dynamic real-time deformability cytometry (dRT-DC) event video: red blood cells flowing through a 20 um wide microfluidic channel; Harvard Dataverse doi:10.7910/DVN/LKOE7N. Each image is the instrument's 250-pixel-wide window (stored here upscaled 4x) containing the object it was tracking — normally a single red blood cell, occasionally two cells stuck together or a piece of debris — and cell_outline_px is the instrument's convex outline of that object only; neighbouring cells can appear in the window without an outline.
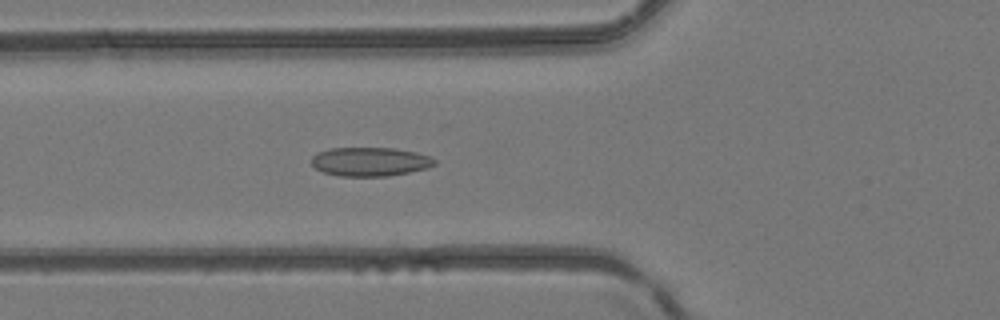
{"species": "common noctule bat (a hibernating species)", "species_latin": "Nyctalus noctula", "temperature_condition": "room temperature", "stored_images_in_passage": 49, "camera_frame_rate_fps": 3000, "um_per_image_px": 0.085, "animal": {"sex": "female", "body_mass_g": 24.6, "forearm_length_mm": 56.2}, "frame": {"image": 1, "passage_image": 19, "time_ms": 6.0, "image_size_px": [1000, 320], "cell_outline_px": [[436, 164], [428, 168], [388, 176], [340, 176], [324, 172], [316, 168], [312, 164], [312, 156], [328, 148], [392, 148], [416, 152], [428, 156], [436, 160]], "centroid_in_image_um": [31.46, 13.74], "position_along_channel_um": 94.3, "area_um2": 20.58}}
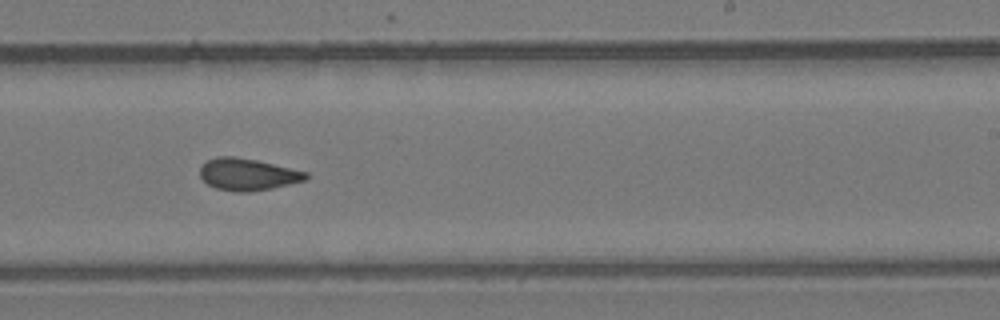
{"frame": {"image": 2, "passage_image": 31, "time_ms": 10.0, "image_size_px": [1000, 320], "cell_outline_px": [[308, 180], [272, 188], [248, 192], [236, 192], [216, 188], [208, 184], [200, 176], [200, 164], [216, 156], [236, 156], [256, 160], [308, 172]], "centroid_in_image_um": [21.05, 14.82], "position_along_channel_um": 268.0, "area_um2": 19.83}}
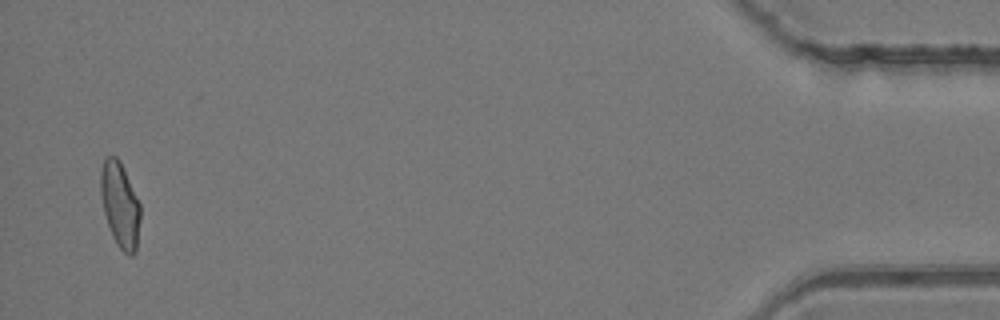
{"frame": {"image": 3, "passage_image": 48, "time_ms": 15.667, "image_size_px": [1000, 320], "cell_outline_px": [[140, 220], [136, 252], [132, 256], [128, 256], [116, 244], [112, 236], [104, 212], [100, 192], [100, 168], [104, 156], [116, 156], [120, 160], [140, 204]], "centroid_in_image_um": [10.19, 17.4], "position_along_channel_um": 425.0, "area_um2": 19.88}}